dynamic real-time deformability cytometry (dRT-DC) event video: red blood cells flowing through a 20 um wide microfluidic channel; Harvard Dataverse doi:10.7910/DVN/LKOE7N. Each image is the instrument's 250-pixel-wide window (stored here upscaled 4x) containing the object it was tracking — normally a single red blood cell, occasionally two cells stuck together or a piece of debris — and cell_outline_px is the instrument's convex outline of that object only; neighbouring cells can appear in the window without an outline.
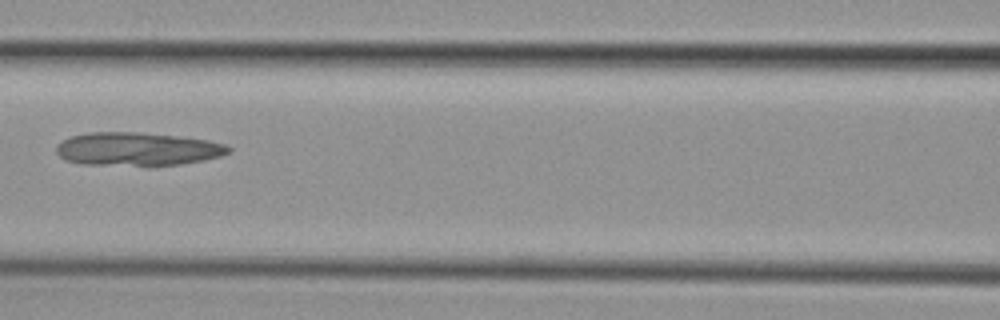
{"species": "common noctule bat (a hibernating species)", "species_latin": "Nyctalus noctula", "temperature_condition": "cold", "stored_images_in_passage": 4, "camera_frame_rate_fps": 3000, "um_per_image_px": 0.085, "animal": {"sex": "female", "body_mass_g": 29.2, "forearm_length_mm": 56.3}, "frame": {"image": 1, "passage_image": 4, "time_ms": 3.333, "image_size_px": [1000, 320], "cell_outline_px": [[232, 148], [228, 152], [220, 156], [204, 160], [180, 164], [148, 168], [84, 164], [64, 160], [56, 152], [56, 144], [72, 136], [88, 132], [140, 132], [176, 136], [208, 140], [224, 144]], "centroid_in_image_um": [11.65, 12.7], "position_along_channel_um": 154.9, "area_um2": 34.28}}